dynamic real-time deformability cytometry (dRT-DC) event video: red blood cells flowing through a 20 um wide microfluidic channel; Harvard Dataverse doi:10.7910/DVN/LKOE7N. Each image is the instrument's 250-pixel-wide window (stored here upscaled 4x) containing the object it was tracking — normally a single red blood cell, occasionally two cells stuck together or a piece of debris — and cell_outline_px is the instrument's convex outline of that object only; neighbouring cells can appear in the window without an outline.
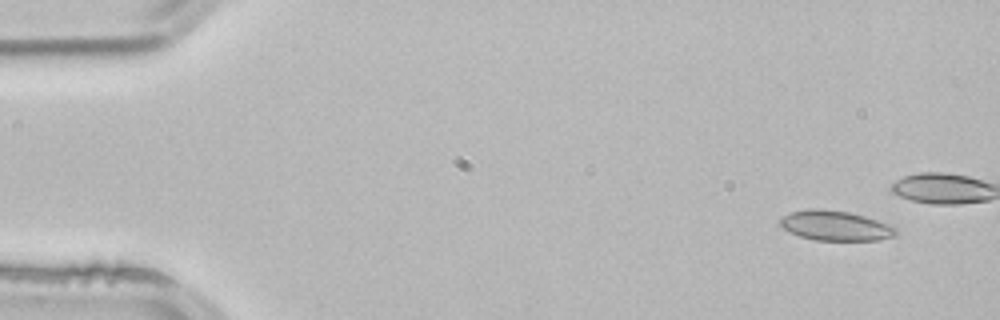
{"species": "common noctule bat (a hibernating species)", "species_latin": "Nyctalus noctula", "temperature_condition": "room temperature", "stored_images_in_passage": 4, "camera_frame_rate_fps": 3000, "um_per_image_px": 0.085, "animal": {"sex": "male", "body_mass_g": 21.5, "forearm_length_mm": 52.0}, "frame": {"image": 1, "passage_image": 1, "time_ms": 0.0, "image_size_px": [1000, 320], "cell_outline_px": [[896, 232], [892, 236], [880, 240], [816, 240], [800, 236], [784, 228], [780, 224], [780, 216], [792, 212], [808, 208], [820, 208], [848, 212], [864, 216], [888, 224], [896, 228]], "centroid_in_image_um": [70.98, 19.17], "position_along_channel_um": 14.0, "area_um2": 19.94}}
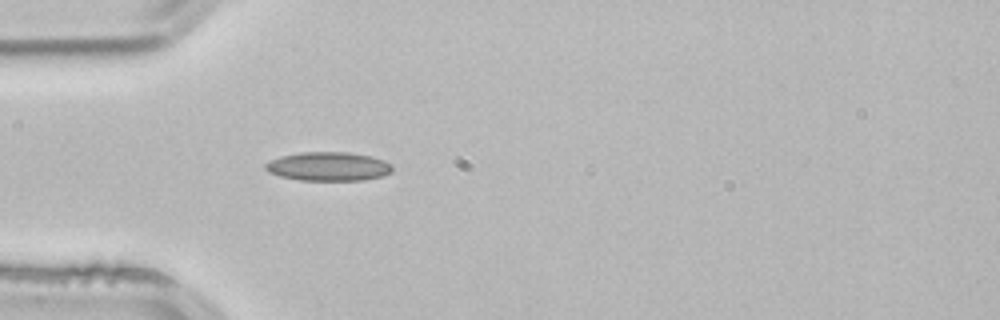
{"frame": {"image": 2, "passage_image": 4, "time_ms": 1.0, "image_size_px": [1000, 320], "cell_outline_px": [[392, 172], [384, 176], [364, 180], [300, 180], [280, 176], [268, 172], [264, 168], [264, 164], [268, 160], [280, 156], [300, 152], [348, 152], [372, 156], [384, 160], [392, 164]], "centroid_in_image_um": [27.91, 14.14], "position_along_channel_um": 57.1, "area_um2": 21.62}}